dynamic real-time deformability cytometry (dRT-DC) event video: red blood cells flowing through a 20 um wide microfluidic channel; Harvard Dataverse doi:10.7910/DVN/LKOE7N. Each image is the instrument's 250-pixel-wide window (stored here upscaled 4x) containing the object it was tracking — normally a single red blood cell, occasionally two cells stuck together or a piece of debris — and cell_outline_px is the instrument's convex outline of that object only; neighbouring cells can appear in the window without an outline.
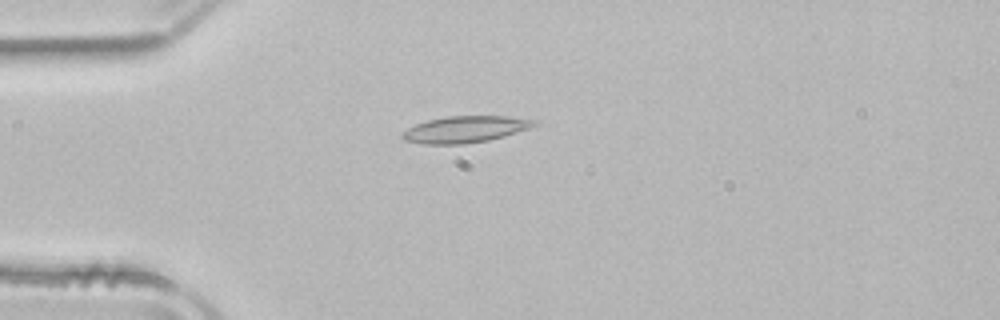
{"species": "common noctule bat (a hibernating species)", "species_latin": "Nyctalus noctula", "temperature_condition": "room temperature", "stored_images_in_passage": 39, "camera_frame_rate_fps": 3000, "um_per_image_px": 0.085, "animal": {"sex": "male", "body_mass_g": 21.5, "forearm_length_mm": 52.0}, "frame": {"image": 1, "passage_image": 1, "time_ms": 0.0, "image_size_px": [1000, 320], "cell_outline_px": [[536, 124], [528, 128], [504, 136], [488, 140], [460, 144], [424, 144], [404, 140], [400, 136], [408, 128], [416, 124], [428, 120], [448, 116], [504, 116], [536, 120]], "centroid_in_image_um": [39.5, 10.99], "position_along_channel_um": 45.5, "area_um2": 20.06}}
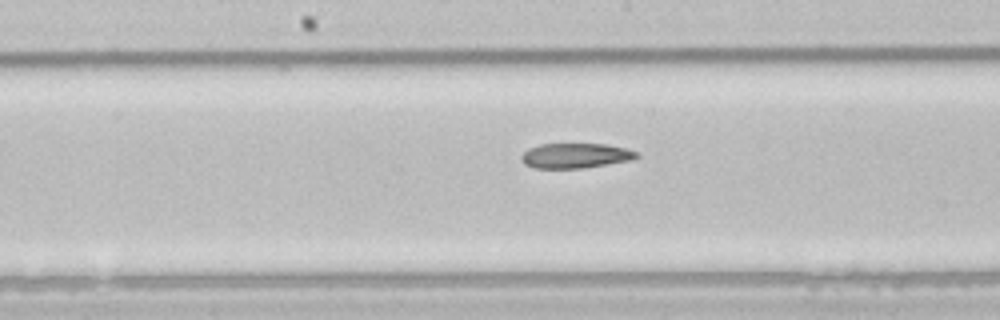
{"frame": {"image": 2, "passage_image": 14, "time_ms": 4.333, "image_size_px": [1000, 320], "cell_outline_px": [[640, 156], [632, 160], [584, 168], [532, 168], [524, 164], [520, 156], [528, 148], [540, 144], [604, 144], [624, 148], [640, 152]], "centroid_in_image_um": [48.92, 13.23], "position_along_channel_um": 199.3, "area_um2": 16.88}}
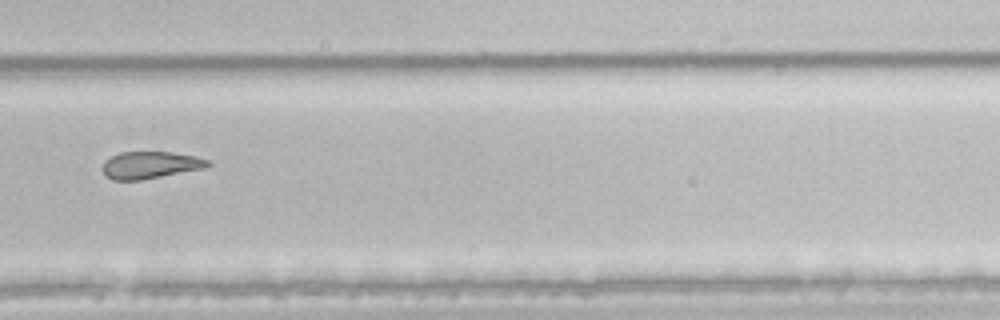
{"frame": {"image": 3, "passage_image": 23, "time_ms": 7.333, "image_size_px": [1000, 320], "cell_outline_px": [[212, 164], [208, 168], [140, 180], [112, 180], [104, 176], [100, 168], [104, 160], [120, 152], [172, 152], [196, 156], [208, 160]], "centroid_in_image_um": [12.76, 14.03], "position_along_channel_um": 317.0, "area_um2": 16.99}}